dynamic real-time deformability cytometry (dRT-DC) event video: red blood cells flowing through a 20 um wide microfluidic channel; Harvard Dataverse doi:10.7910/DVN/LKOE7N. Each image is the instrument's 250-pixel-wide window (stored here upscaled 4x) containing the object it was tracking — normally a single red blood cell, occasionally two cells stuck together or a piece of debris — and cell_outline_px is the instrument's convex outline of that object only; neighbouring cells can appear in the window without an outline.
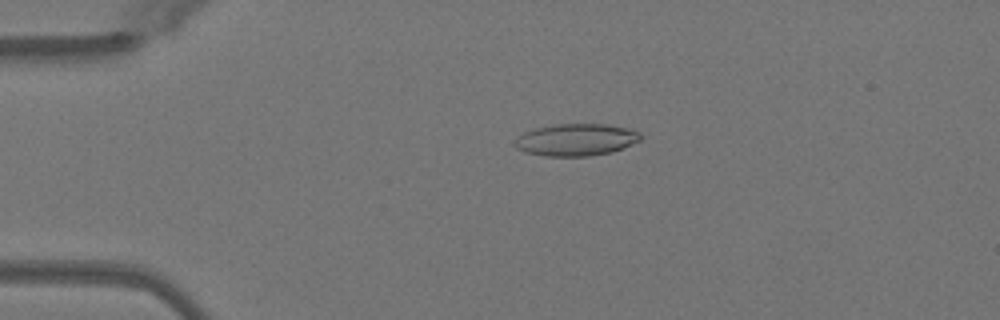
{"species": "Egyptian fruit bat (a non-hibernating species)", "species_latin": "Rousettus aegyptiacus", "temperature_condition": "warm", "stored_images_in_passage": 50, "camera_frame_rate_fps": 3000, "um_per_image_px": 0.085, "animal": {"sex": "female"}, "frame": {"image": 1, "passage_image": 11, "time_ms": 3.333, "image_size_px": [1000, 320], "cell_outline_px": [[640, 140], [624, 148], [612, 152], [588, 156], [544, 156], [524, 152], [516, 148], [512, 144], [524, 132], [536, 128], [552, 124], [608, 124], [628, 128], [640, 132]], "centroid_in_image_um": [48.96, 11.88], "position_along_channel_um": 36.0, "area_um2": 23.64}}
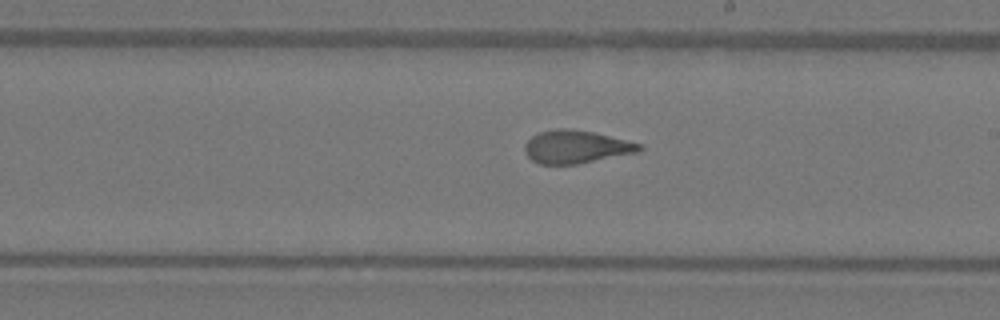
{"frame": {"image": 2, "passage_image": 29, "time_ms": 9.333, "image_size_px": [1000, 320], "cell_outline_px": [[644, 148], [640, 152], [576, 164], [540, 164], [532, 160], [524, 152], [524, 144], [532, 136], [540, 132], [556, 128], [568, 128], [592, 132], [644, 144]], "centroid_in_image_um": [48.98, 12.48], "position_along_channel_um": 240.0, "area_um2": 22.08}}
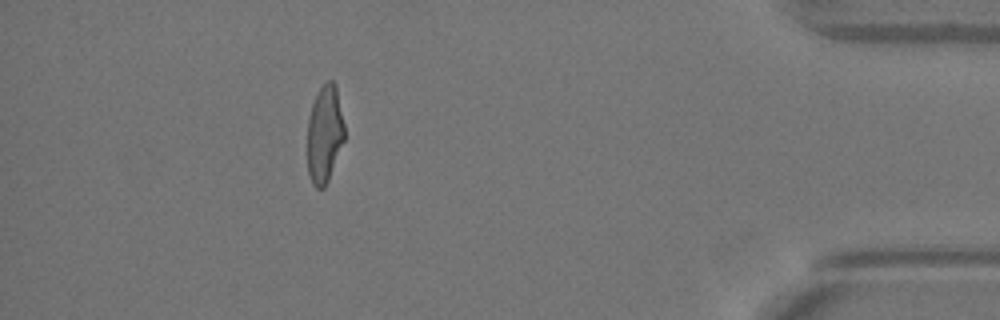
{"frame": {"image": 3, "passage_image": 45, "time_ms": 14.667, "image_size_px": [1000, 320], "cell_outline_px": [[344, 140], [328, 180], [324, 188], [316, 188], [312, 184], [308, 172], [308, 120], [312, 104], [320, 88], [328, 80], [332, 80], [336, 84], [344, 124]], "centroid_in_image_um": [27.59, 11.4], "position_along_channel_um": 407.6, "area_um2": 20.87}, "authors_computed_cell_mechanics": {"area_um2": 22.4264, "velocity_mm_per_s": 4.0794, "shape_relaxation_time_tau1_ms": 6.9362, "shape_relaxation_time_tau2_ms": 1.4385, "deformation_change_tau1": 0.2397, "deformation_change_tau2": 0.1051}}